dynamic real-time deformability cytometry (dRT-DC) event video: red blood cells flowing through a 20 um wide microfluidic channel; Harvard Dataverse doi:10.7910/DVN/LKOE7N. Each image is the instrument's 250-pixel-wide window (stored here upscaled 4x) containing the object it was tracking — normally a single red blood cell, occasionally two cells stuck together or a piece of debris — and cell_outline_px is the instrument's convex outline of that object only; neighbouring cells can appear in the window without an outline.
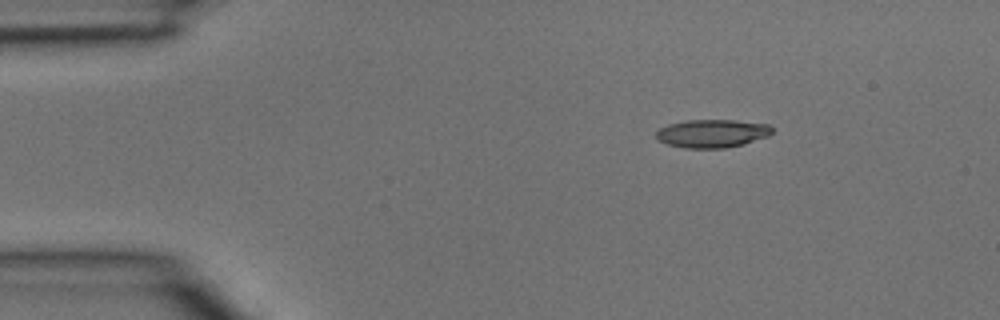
{"species": "common noctule bat (a hibernating species)", "species_latin": "Nyctalus noctula", "temperature_condition": "room temperature", "stored_images_in_passage": 3, "camera_frame_rate_fps": 3000, "um_per_image_px": 0.085, "animal": {"sex": "male", "body_mass_g": 15.6}, "frame": {"image": 1, "passage_image": 1, "time_ms": 0.0, "image_size_px": [1000, 320], "cell_outline_px": [[772, 132], [768, 136], [744, 144], [724, 148], [684, 148], [668, 144], [656, 140], [656, 132], [660, 128], [668, 124], [688, 120], [736, 120], [768, 124], [772, 128]], "centroid_in_image_um": [60.52, 11.34], "position_along_channel_um": 24.5, "area_um2": 19.07}}
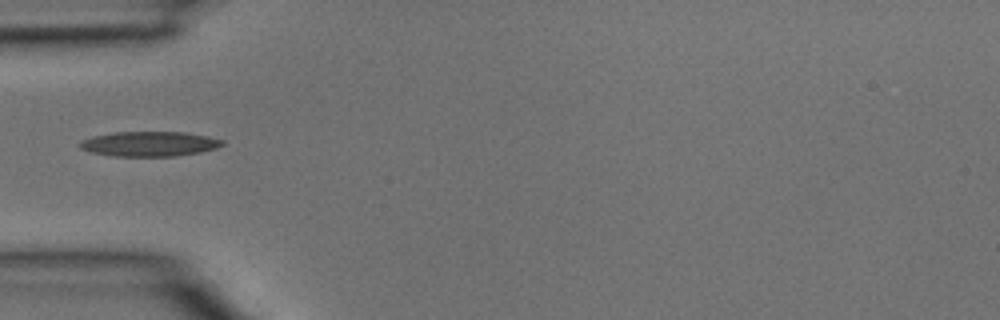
{"frame": {"image": 2, "passage_image": 3, "time_ms": 0.667, "image_size_px": [1000, 320], "cell_outline_px": [[224, 144], [216, 148], [200, 152], [176, 156], [112, 156], [92, 152], [80, 148], [80, 144], [84, 140], [92, 136], [112, 132], [184, 132], [208, 136], [224, 140]], "centroid_in_image_um": [12.73, 12.23], "position_along_channel_um": 72.3, "area_um2": 20.58}}